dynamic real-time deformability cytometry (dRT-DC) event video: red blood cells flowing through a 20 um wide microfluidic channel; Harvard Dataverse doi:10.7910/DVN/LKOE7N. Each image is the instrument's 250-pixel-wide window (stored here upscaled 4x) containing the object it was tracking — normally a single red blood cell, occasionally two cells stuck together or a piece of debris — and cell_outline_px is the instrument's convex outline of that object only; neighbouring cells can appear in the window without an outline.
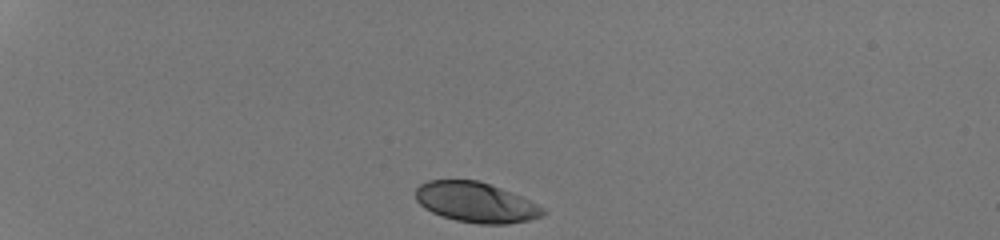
{"species": "human", "species_latin": "Homo sapiens", "temperature_condition": "room temperature", "stored_images_in_passage": 33, "camera_frame_rate_fps": 3000, "um_per_image_px": 0.085, "donor": {"sex": "male"}, "frame": {"image": 1, "passage_image": 1, "time_ms": 0.0, "image_size_px": [1000, 240], "cell_outline_px": [[548, 212], [544, 216], [528, 220], [508, 224], [480, 224], [456, 220], [440, 216], [424, 208], [416, 200], [416, 188], [420, 184], [428, 180], [476, 180], [500, 188], [520, 196], [544, 208]], "centroid_in_image_um": [40.44, 17.21], "position_along_channel_um": 44.6, "area_um2": 29.71}}
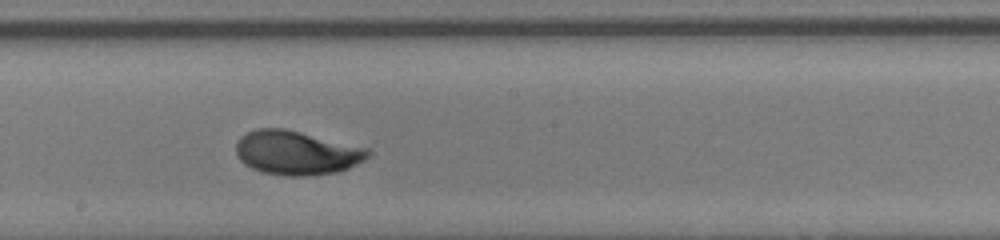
{"frame": {"image": 2, "passage_image": 19, "time_ms": 6.0, "image_size_px": [1000, 240], "cell_outline_px": [[372, 152], [364, 160], [348, 168], [336, 172], [308, 176], [288, 176], [264, 172], [252, 168], [244, 164], [236, 156], [236, 140], [240, 136], [256, 128], [284, 128], [368, 148]], "centroid_in_image_um": [25.18, 12.98], "position_along_channel_um": 223.0, "area_um2": 33.87}}
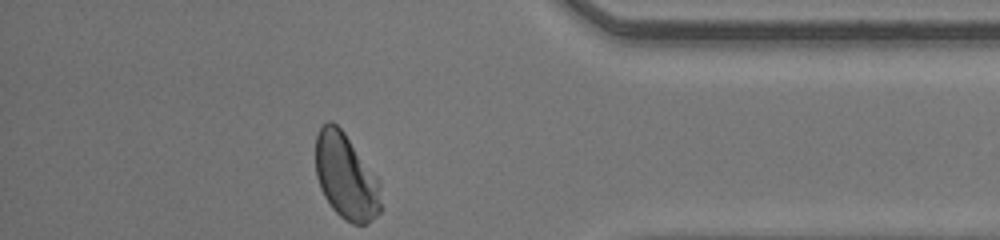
{"frame": {"image": 3, "passage_image": 33, "time_ms": 10.667, "image_size_px": [1000, 240], "cell_outline_px": [[380, 212], [368, 224], [352, 224], [344, 220], [332, 208], [324, 196], [320, 188], [316, 176], [316, 136], [320, 128], [328, 120], [332, 120], [344, 132], [380, 180]], "centroid_in_image_um": [29.41, 15.02], "position_along_channel_um": 405.8, "area_um2": 32.71}, "authors_computed_cell_mechanics": {"area_um2": 32.4836, "velocity_mm_per_s": 4.2424, "shape_relaxation_time_tau1_ms": 2.3018, "shape_relaxation_time_tau2_ms": 0.6282, "deformation_change_tau1": 0.128, "deformation_change_tau2": 0.0373}}